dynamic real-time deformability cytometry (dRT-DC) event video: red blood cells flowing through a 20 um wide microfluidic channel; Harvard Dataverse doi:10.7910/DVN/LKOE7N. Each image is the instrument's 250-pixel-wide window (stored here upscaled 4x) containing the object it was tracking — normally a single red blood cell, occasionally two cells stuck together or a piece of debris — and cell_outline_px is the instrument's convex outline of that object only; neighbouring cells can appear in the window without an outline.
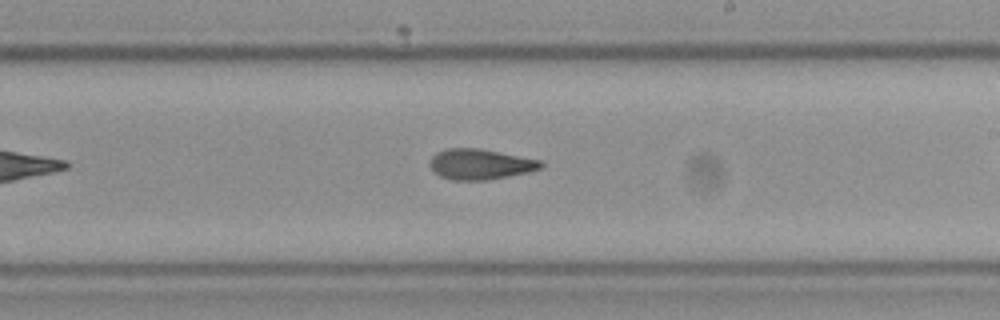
{"species": "Egyptian fruit bat (a non-hibernating species)", "species_latin": "Rousettus aegyptiacus", "temperature_condition": "cold", "stored_images_in_passage": 30, "camera_frame_rate_fps": 3000, "um_per_image_px": 0.085, "frame": {"image": 1, "passage_image": 22, "time_ms": 7.0, "image_size_px": [1000, 320], "cell_outline_px": [[544, 164], [540, 168], [528, 172], [508, 176], [484, 180], [452, 180], [440, 176], [428, 164], [432, 156], [436, 152], [448, 148], [480, 148], [540, 160]], "centroid_in_image_um": [40.79, 13.95], "position_along_channel_um": 248.2, "area_um2": 19.59}}
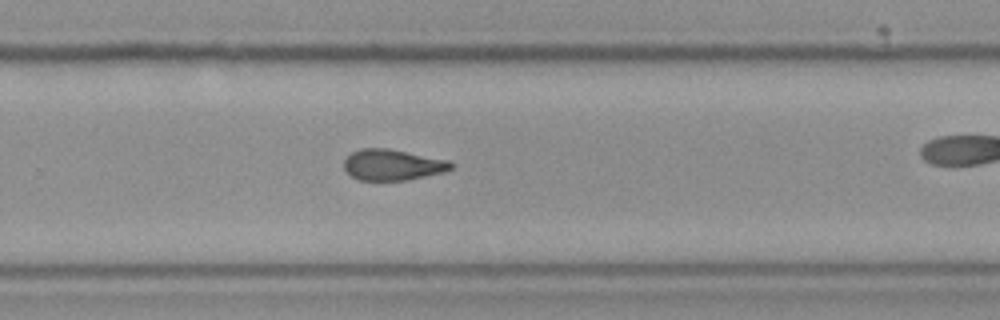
{"frame": {"image": 2, "passage_image": 26, "time_ms": 8.333, "image_size_px": [1000, 320], "cell_outline_px": [[452, 168], [444, 172], [408, 180], [360, 180], [352, 176], [344, 168], [344, 160], [352, 152], [360, 148], [388, 148], [448, 160], [452, 164]], "centroid_in_image_um": [33.36, 14.0], "position_along_channel_um": 296.4, "area_um2": 19.19}}